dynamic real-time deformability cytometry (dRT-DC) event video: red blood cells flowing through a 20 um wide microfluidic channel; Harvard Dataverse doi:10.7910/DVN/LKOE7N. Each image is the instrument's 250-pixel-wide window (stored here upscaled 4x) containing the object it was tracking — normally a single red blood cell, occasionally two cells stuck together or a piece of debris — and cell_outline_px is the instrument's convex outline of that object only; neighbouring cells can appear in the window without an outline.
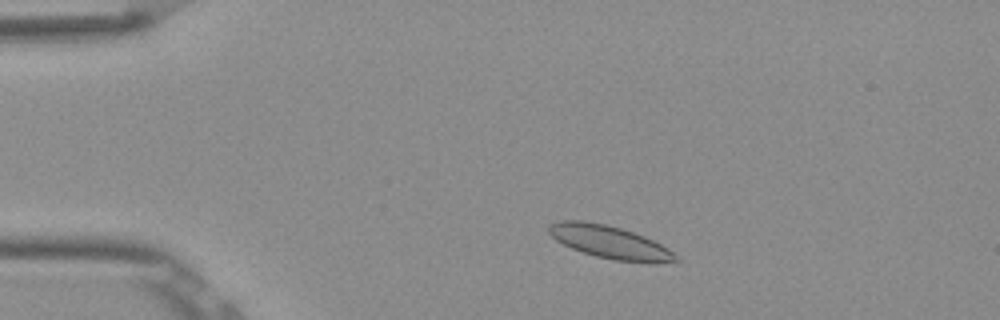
{"species": "Egyptian fruit bat (a non-hibernating species)", "species_latin": "Rousettus aegyptiacus", "temperature_condition": "room temperature", "stored_images_in_passage": 49, "camera_frame_rate_fps": 3000, "um_per_image_px": 0.085, "frame": {"image": 1, "passage_image": 6, "time_ms": 1.667, "image_size_px": [1000, 320], "cell_outline_px": [[680, 260], [612, 260], [596, 256], [572, 248], [556, 240], [548, 232], [548, 224], [560, 220], [584, 220], [604, 224], [620, 228], [644, 236], [668, 248]], "centroid_in_image_um": [51.68, 20.52], "position_along_channel_um": 33.3, "area_um2": 23.29}}
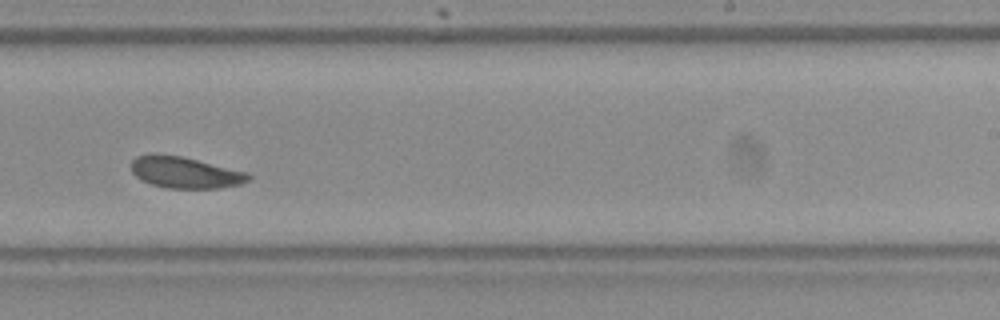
{"frame": {"image": 2, "passage_image": 29, "time_ms": 9.333, "image_size_px": [1000, 320], "cell_outline_px": [[252, 176], [248, 180], [240, 184], [220, 188], [168, 188], [152, 184], [140, 180], [132, 172], [132, 160], [136, 156], [156, 152], [180, 156], [248, 172]], "centroid_in_image_um": [15.71, 14.65], "position_along_channel_um": 273.3, "area_um2": 21.5}}
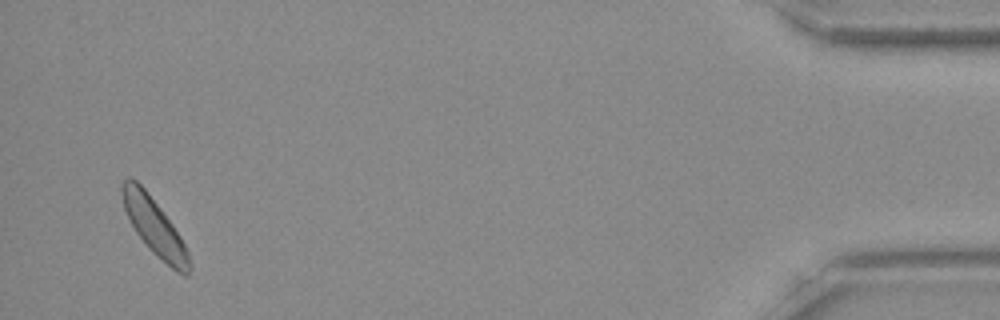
{"frame": {"image": 3, "passage_image": 47, "time_ms": 15.333, "image_size_px": [1000, 320], "cell_outline_px": [[192, 268], [188, 276], [184, 276], [176, 272], [152, 252], [148, 248], [136, 232], [124, 208], [120, 192], [120, 184], [128, 176], [132, 176], [144, 188], [160, 208], [172, 224], [180, 236], [188, 252], [192, 264]], "centroid_in_image_um": [13.13, 19.29], "position_along_channel_um": 422.1, "area_um2": 22.25}, "authors_computed_cell_mechanics": {"area_um2": 22.1374, "velocity_mm_per_s": 3.7938, "shape_relaxation_time_tau1_ms": 2.2448, "shape_relaxation_time_tau2_ms": 2.3558, "deformation_change_tau1": 0.0673, "deformation_change_tau2": 0.0626}}